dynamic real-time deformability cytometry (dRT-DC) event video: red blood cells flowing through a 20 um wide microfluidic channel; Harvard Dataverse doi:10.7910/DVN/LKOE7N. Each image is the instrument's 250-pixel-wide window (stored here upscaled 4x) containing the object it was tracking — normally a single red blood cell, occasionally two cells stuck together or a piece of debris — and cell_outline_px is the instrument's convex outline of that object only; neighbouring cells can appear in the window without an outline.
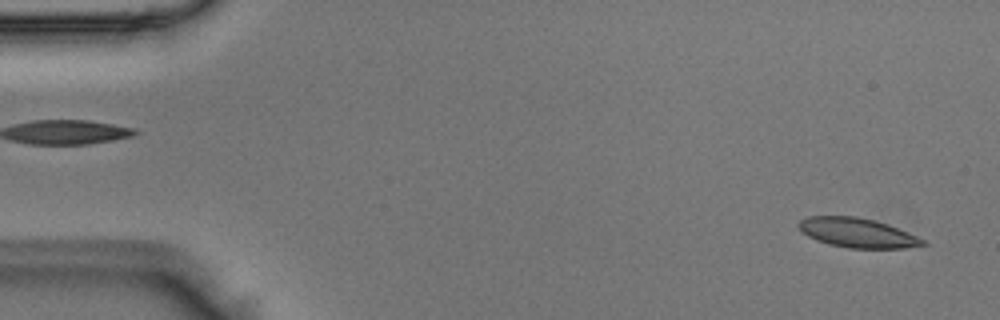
{"species": "Egyptian fruit bat (a non-hibernating species)", "species_latin": "Rousettus aegyptiacus", "temperature_condition": "room temperature", "stored_images_in_passage": 50, "camera_frame_rate_fps": 3000, "um_per_image_px": 0.085, "animal": {"sex": "male"}, "frame": {"image": 1, "passage_image": 2, "time_ms": 0.333, "image_size_px": [1000, 320], "cell_outline_px": [[928, 244], [904, 248], [848, 248], [828, 244], [816, 240], [808, 236], [796, 224], [800, 220], [808, 216], [856, 216], [888, 224], [916, 236], [924, 240]], "centroid_in_image_um": [72.85, 19.79], "position_along_channel_um": 12.1, "area_um2": 21.15}}
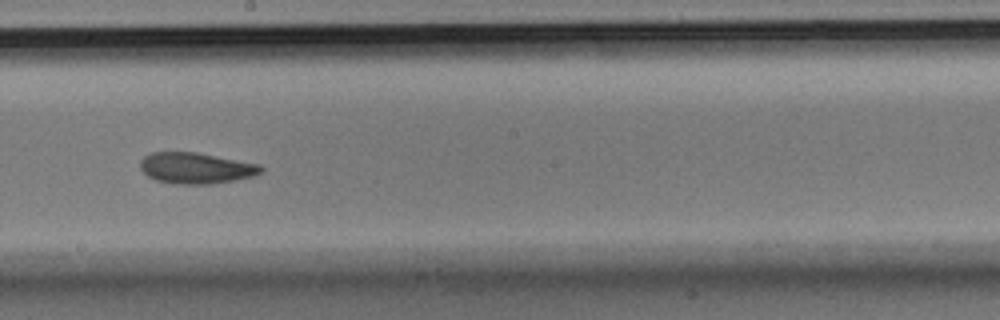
{"frame": {"image": 2, "passage_image": 28, "time_ms": 9.0, "image_size_px": [1000, 320], "cell_outline_px": [[264, 172], [252, 176], [236, 180], [212, 184], [172, 184], [156, 180], [148, 176], [140, 168], [140, 160], [148, 152], [196, 152], [260, 164], [264, 168]], "centroid_in_image_um": [16.66, 14.29], "position_along_channel_um": 231.5, "area_um2": 22.08}}
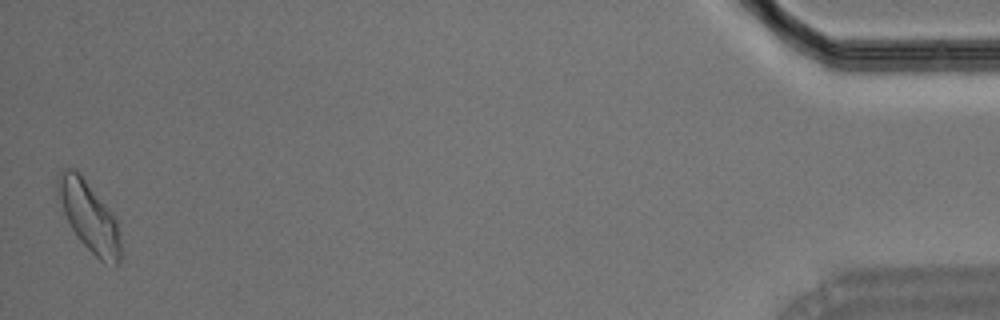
{"frame": {"image": 3, "passage_image": 50, "time_ms": 16.333, "image_size_px": [1000, 320], "cell_outline_px": [[120, 260], [116, 268], [104, 264], [80, 240], [72, 228], [64, 212], [56, 188], [56, 176], [64, 168], [76, 168], [80, 172], [112, 212], [116, 220], [120, 240]], "centroid_in_image_um": [7.58, 18.38], "position_along_channel_um": 427.6, "area_um2": 25.49}}